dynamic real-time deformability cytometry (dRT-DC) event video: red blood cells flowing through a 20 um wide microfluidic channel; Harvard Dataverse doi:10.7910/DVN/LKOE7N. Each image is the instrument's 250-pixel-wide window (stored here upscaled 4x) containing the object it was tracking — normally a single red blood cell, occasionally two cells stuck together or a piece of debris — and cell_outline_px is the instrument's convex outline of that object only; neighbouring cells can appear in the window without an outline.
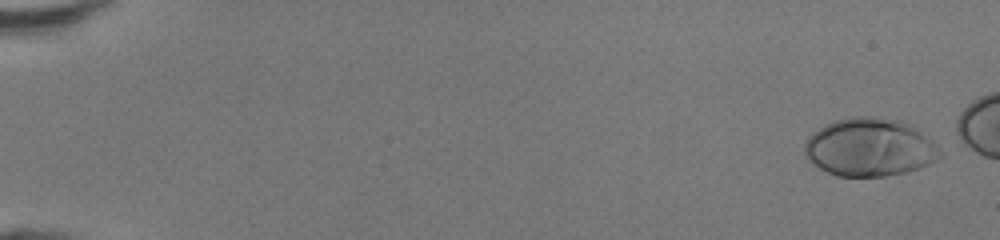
{"species": "human", "species_latin": "Homo sapiens", "temperature_condition": "room temperature", "stored_images_in_passage": 45, "camera_frame_rate_fps": 3000, "um_per_image_px": 0.085, "donor": {"sex": "female"}, "frame": {"image": 1, "passage_image": 2, "time_ms": 0.333, "image_size_px": [1000, 240], "cell_outline_px": [[944, 156], [920, 168], [904, 172], [884, 176], [836, 176], [820, 168], [804, 152], [804, 144], [808, 136], [812, 132], [824, 124], [832, 120], [852, 116], [876, 116], [900, 120], [912, 124], [944, 148]], "centroid_in_image_um": [74.0, 12.49], "position_along_channel_um": 11.0, "area_um2": 46.59}}
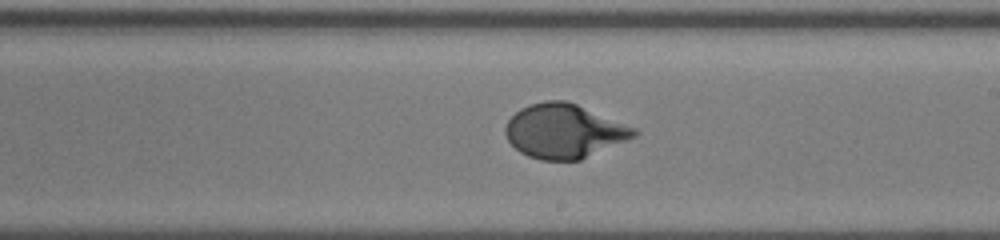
{"frame": {"image": 2, "passage_image": 30, "time_ms": 9.667, "image_size_px": [1000, 240], "cell_outline_px": [[640, 132], [636, 136], [580, 160], [540, 160], [528, 156], [520, 152], [508, 140], [504, 132], [504, 128], [508, 120], [520, 108], [544, 100], [564, 100], [576, 104], [636, 128]], "centroid_in_image_um": [47.93, 11.15], "position_along_channel_um": 241.1, "area_um2": 40.34}}
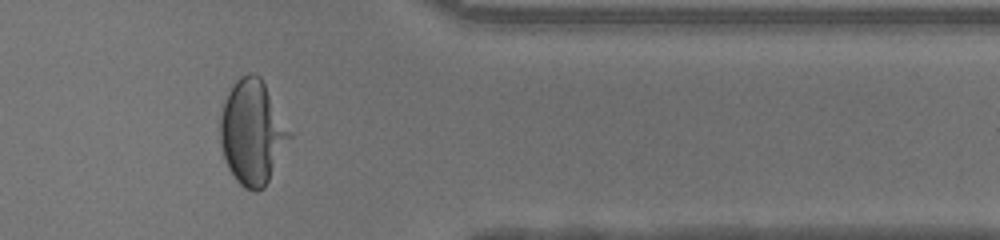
{"frame": {"image": 3, "passage_image": 41, "time_ms": 13.333, "image_size_px": [1000, 240], "cell_outline_px": [[292, 136], [264, 188], [256, 192], [244, 188], [236, 180], [228, 168], [224, 160], [220, 144], [220, 116], [228, 92], [236, 80], [240, 76], [248, 72], [252, 72], [260, 76], [292, 132]], "centroid_in_image_um": [21.44, 11.25], "position_along_channel_um": 390.0, "area_um2": 42.14}}